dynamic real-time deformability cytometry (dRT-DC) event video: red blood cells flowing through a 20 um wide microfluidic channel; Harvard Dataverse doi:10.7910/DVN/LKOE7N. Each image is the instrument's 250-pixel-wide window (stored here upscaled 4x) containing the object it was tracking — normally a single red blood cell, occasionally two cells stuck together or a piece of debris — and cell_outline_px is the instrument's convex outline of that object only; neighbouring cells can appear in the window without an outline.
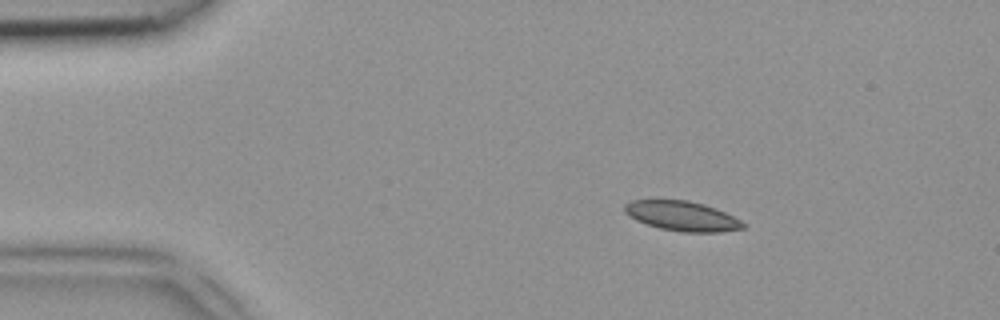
{"species": "common noctule bat (a hibernating species)", "species_latin": "Nyctalus noctula", "temperature_condition": "room temperature", "stored_images_in_passage": 47, "camera_frame_rate_fps": 3000, "um_per_image_px": 0.085, "animal": {"sex": "female", "body_mass_g": 18.4}, "frame": {"image": 1, "passage_image": 7, "time_ms": 2.0, "image_size_px": [1000, 320], "cell_outline_px": [[744, 228], [720, 232], [680, 232], [660, 228], [636, 220], [624, 212], [624, 204], [632, 200], [688, 200], [704, 204], [716, 208], [740, 220], [744, 224]], "centroid_in_image_um": [57.96, 18.36], "position_along_channel_um": 27.0, "area_um2": 20.4}}
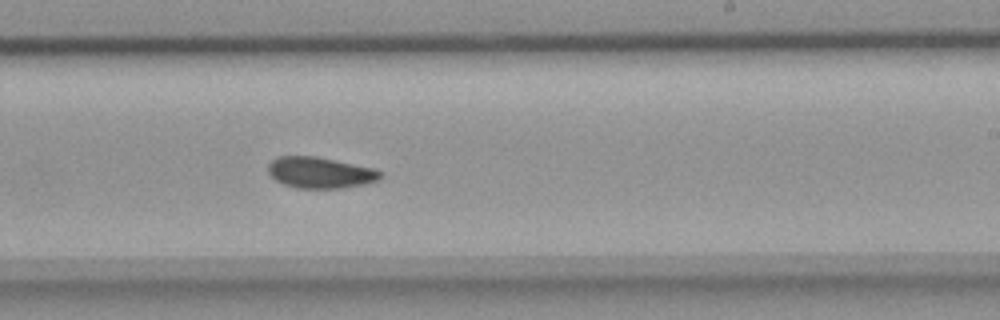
{"frame": {"image": 2, "passage_image": 28, "time_ms": 9.0, "image_size_px": [1000, 320], "cell_outline_px": [[380, 176], [376, 180], [364, 184], [340, 188], [296, 188], [284, 184], [276, 180], [268, 172], [268, 164], [276, 156], [316, 156], [376, 168], [380, 172]], "centroid_in_image_um": [27.18, 14.66], "position_along_channel_um": 261.8, "area_um2": 20.29}}
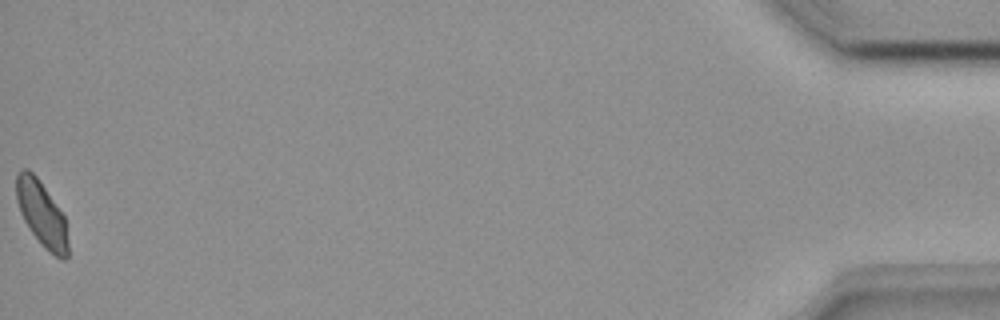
{"frame": {"image": 3, "passage_image": 47, "time_ms": 15.333, "image_size_px": [1000, 320], "cell_outline_px": [[68, 256], [64, 260], [60, 260], [44, 248], [32, 232], [24, 220], [20, 212], [16, 200], [16, 172], [20, 168], [28, 168], [36, 176], [64, 216], [68, 240]], "centroid_in_image_um": [3.53, 18.18], "position_along_channel_um": 431.7, "area_um2": 19.59}}